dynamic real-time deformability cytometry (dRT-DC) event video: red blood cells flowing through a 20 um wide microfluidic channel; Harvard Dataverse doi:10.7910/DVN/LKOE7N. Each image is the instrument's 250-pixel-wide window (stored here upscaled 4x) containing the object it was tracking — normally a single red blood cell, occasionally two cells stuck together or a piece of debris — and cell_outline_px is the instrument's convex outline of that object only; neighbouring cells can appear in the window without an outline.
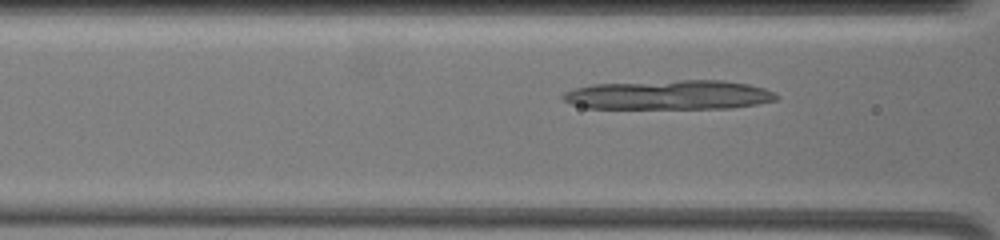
{"species": "common noctule bat (a hibernating species)", "species_latin": "Nyctalus noctula", "temperature_condition": "warm", "stored_images_in_passage": 46, "camera_frame_rate_fps": 3000, "um_per_image_px": 0.085, "animal": {"sex": "female", "body_mass_g": 19.5, "forearm_length_mm": 54.1}, "frame": {"image": 1, "passage_image": 14, "time_ms": 5.333, "image_size_px": [1000, 240], "cell_outline_px": [[780, 96], [776, 100], [756, 104], [732, 108], [588, 108], [572, 104], [564, 100], [560, 96], [564, 92], [576, 88], [592, 84], [680, 80], [724, 80], [748, 84], [764, 88]], "centroid_in_image_um": [56.88, 8.06], "position_along_channel_um": 109.7, "area_um2": 36.47}}
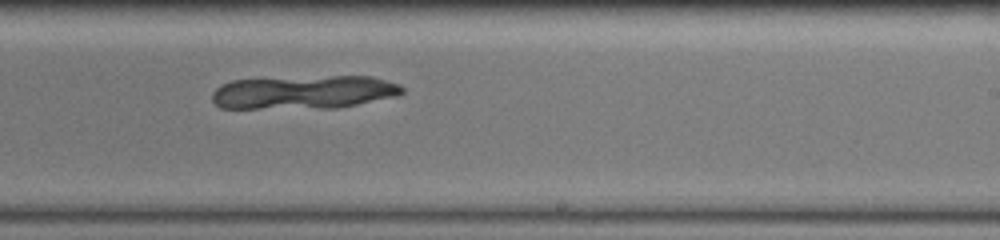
{"frame": {"image": 2, "passage_image": 29, "time_ms": 9.667, "image_size_px": [1000, 240], "cell_outline_px": [[404, 92], [396, 96], [336, 108], [220, 108], [212, 100], [212, 92], [220, 84], [232, 80], [332, 76], [372, 76], [400, 84], [404, 88]], "centroid_in_image_um": [25.82, 7.84], "position_along_channel_um": 263.2, "area_um2": 36.99}}
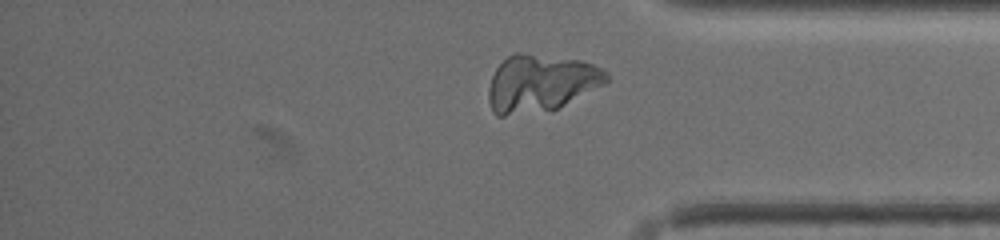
{"frame": {"image": 3, "passage_image": 40, "time_ms": 13.333, "image_size_px": [1000, 240], "cell_outline_px": [[608, 84], [556, 108], [504, 116], [496, 116], [492, 112], [488, 100], [488, 88], [492, 76], [496, 68], [508, 56], [516, 52], [520, 52], [580, 60], [592, 64], [608, 72]], "centroid_in_image_um": [45.96, 7.06], "position_along_channel_um": 389.2, "area_um2": 39.25}}